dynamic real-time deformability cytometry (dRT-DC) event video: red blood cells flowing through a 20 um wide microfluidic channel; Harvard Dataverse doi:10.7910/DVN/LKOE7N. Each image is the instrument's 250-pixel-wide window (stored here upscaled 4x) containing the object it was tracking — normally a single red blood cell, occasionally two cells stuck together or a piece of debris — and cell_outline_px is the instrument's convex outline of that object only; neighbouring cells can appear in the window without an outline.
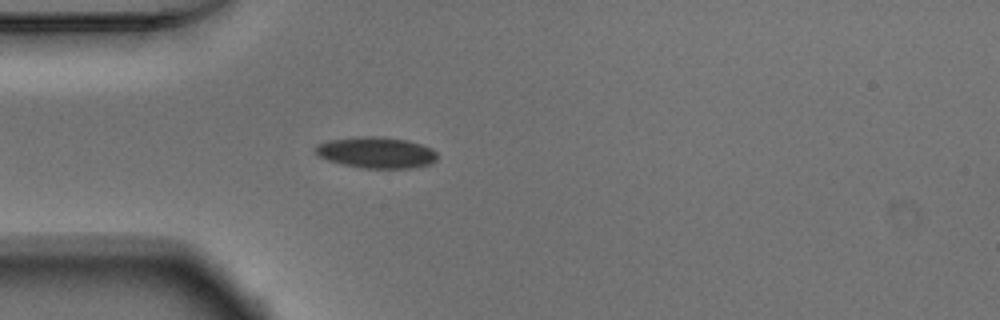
{"species": "Egyptian fruit bat (a non-hibernating species)", "species_latin": "Rousettus aegyptiacus", "temperature_condition": "warm", "stored_images_in_passage": 28, "camera_frame_rate_fps": 3000, "um_per_image_px": 0.085, "animal": {"sex": "male"}, "frame": {"image": 1, "passage_image": 5, "time_ms": 1.333, "image_size_px": [1000, 320], "cell_outline_px": [[436, 160], [428, 164], [412, 168], [360, 168], [328, 160], [316, 156], [316, 144], [328, 140], [364, 136], [380, 136], [408, 140], [432, 148], [436, 152]], "centroid_in_image_um": [31.97, 12.96], "position_along_channel_um": 53.0, "area_um2": 22.14}}